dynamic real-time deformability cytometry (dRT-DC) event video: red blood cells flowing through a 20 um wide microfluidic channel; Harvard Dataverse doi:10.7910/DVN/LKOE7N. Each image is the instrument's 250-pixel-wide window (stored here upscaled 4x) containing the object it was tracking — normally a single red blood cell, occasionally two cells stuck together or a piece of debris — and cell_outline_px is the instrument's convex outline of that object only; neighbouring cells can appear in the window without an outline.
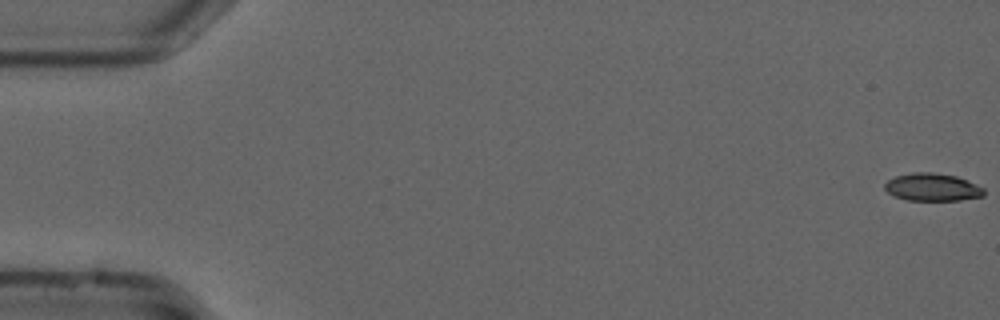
{"species": "common noctule bat (a hibernating species)", "species_latin": "Nyctalus noctula", "temperature_condition": "cold", "stored_images_in_passage": 53, "camera_frame_rate_fps": 3000, "um_per_image_px": 0.085, "animal": {"sex": "male", "forearm_length_mm": 52.5}, "frame": {"image": 1, "passage_image": 1, "time_ms": 0.0, "image_size_px": [1000, 320], "cell_outline_px": [[984, 196], [960, 200], [908, 200], [896, 196], [888, 192], [884, 188], [884, 184], [888, 180], [896, 176], [912, 172], [932, 172], [956, 176], [984, 188]], "centroid_in_image_um": [79.24, 15.91], "position_along_channel_um": 5.8, "area_um2": 15.84}}
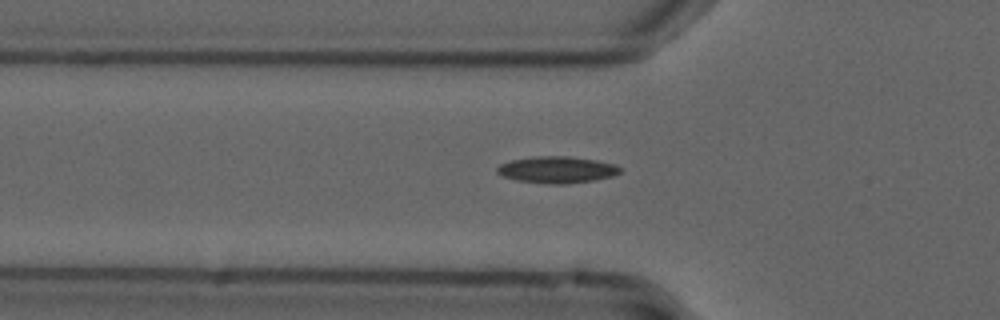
{"frame": {"image": 2, "passage_image": 19, "time_ms": 6.0, "image_size_px": [1000, 320], "cell_outline_px": [[624, 168], [620, 172], [612, 176], [592, 180], [564, 184], [548, 184], [516, 180], [504, 176], [496, 172], [496, 168], [500, 164], [512, 160], [536, 156], [568, 156], [596, 160], [616, 164]], "centroid_in_image_um": [47.36, 14.42], "position_along_channel_um": 78.4, "area_um2": 19.07}}
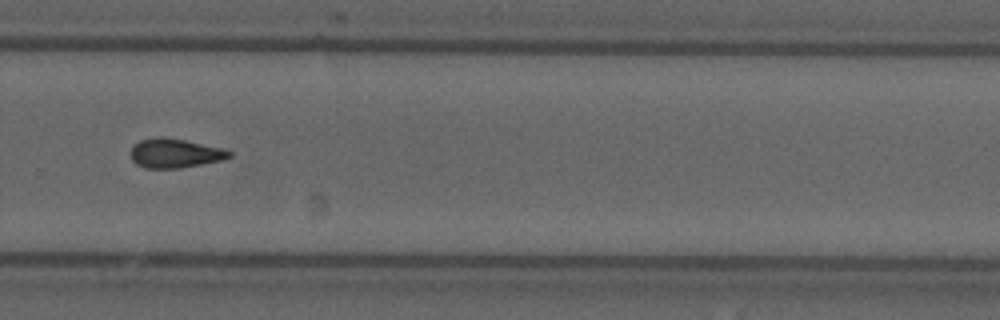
{"frame": {"image": 3, "passage_image": 38, "time_ms": 12.333, "image_size_px": [1000, 320], "cell_outline_px": [[232, 156], [224, 160], [180, 168], [144, 168], [136, 164], [132, 160], [128, 152], [140, 140], [156, 136], [164, 136], [224, 148], [232, 152]], "centroid_in_image_um": [14.86, 13.02], "position_along_channel_um": 314.9, "area_um2": 17.05}}